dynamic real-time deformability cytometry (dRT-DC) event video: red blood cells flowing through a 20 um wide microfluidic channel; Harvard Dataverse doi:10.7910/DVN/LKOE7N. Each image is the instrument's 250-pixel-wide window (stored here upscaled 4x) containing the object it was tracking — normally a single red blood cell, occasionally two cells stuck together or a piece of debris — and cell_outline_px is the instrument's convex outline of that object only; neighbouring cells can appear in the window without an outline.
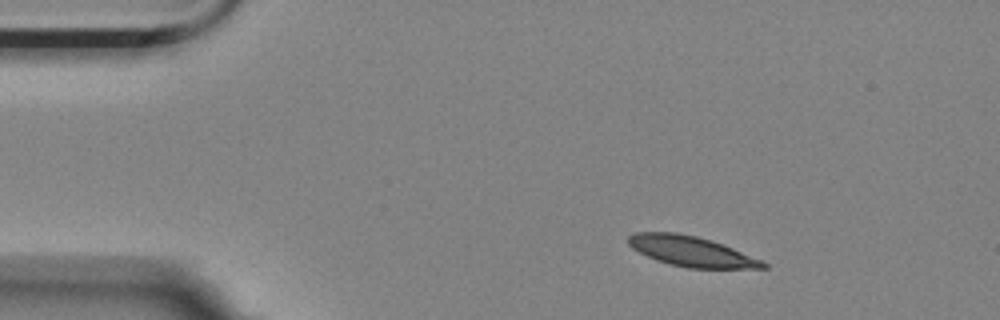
{"species": "Egyptian fruit bat (a non-hibernating species)", "species_latin": "Rousettus aegyptiacus", "temperature_condition": "room temperature", "stored_images_in_passage": 3, "camera_frame_rate_fps": 3000, "um_per_image_px": 0.085, "animal": {"sex": "female"}, "frame": {"image": 1, "passage_image": 1, "time_ms": 0.0, "image_size_px": [1000, 320], "cell_outline_px": [[768, 268], [688, 268], [656, 260], [632, 248], [628, 244], [628, 236], [636, 232], [676, 232], [696, 236], [712, 240], [764, 260], [768, 264]], "centroid_in_image_um": [58.8, 21.36], "position_along_channel_um": 26.2, "area_um2": 23.7}}